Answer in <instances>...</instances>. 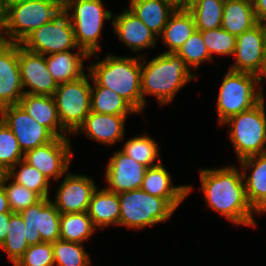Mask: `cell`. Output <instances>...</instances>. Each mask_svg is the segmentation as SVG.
Masks as SVG:
<instances>
[{
  "label": "cell",
  "instance_id": "cell-24",
  "mask_svg": "<svg viewBox=\"0 0 266 266\" xmlns=\"http://www.w3.org/2000/svg\"><path fill=\"white\" fill-rule=\"evenodd\" d=\"M92 54H88L82 48L72 53L70 51L53 53L45 56L46 64L50 74L57 84L75 81L84 76L83 61L88 59Z\"/></svg>",
  "mask_w": 266,
  "mask_h": 266
},
{
  "label": "cell",
  "instance_id": "cell-51",
  "mask_svg": "<svg viewBox=\"0 0 266 266\" xmlns=\"http://www.w3.org/2000/svg\"><path fill=\"white\" fill-rule=\"evenodd\" d=\"M59 2L62 6H64L69 0H56Z\"/></svg>",
  "mask_w": 266,
  "mask_h": 266
},
{
  "label": "cell",
  "instance_id": "cell-5",
  "mask_svg": "<svg viewBox=\"0 0 266 266\" xmlns=\"http://www.w3.org/2000/svg\"><path fill=\"white\" fill-rule=\"evenodd\" d=\"M264 98L252 108L229 117V137L239 161L266 153V113Z\"/></svg>",
  "mask_w": 266,
  "mask_h": 266
},
{
  "label": "cell",
  "instance_id": "cell-40",
  "mask_svg": "<svg viewBox=\"0 0 266 266\" xmlns=\"http://www.w3.org/2000/svg\"><path fill=\"white\" fill-rule=\"evenodd\" d=\"M14 266H54L52 243L30 245Z\"/></svg>",
  "mask_w": 266,
  "mask_h": 266
},
{
  "label": "cell",
  "instance_id": "cell-12",
  "mask_svg": "<svg viewBox=\"0 0 266 266\" xmlns=\"http://www.w3.org/2000/svg\"><path fill=\"white\" fill-rule=\"evenodd\" d=\"M0 114V119L12 130L23 153L56 138L47 127L30 117L19 104L2 107Z\"/></svg>",
  "mask_w": 266,
  "mask_h": 266
},
{
  "label": "cell",
  "instance_id": "cell-21",
  "mask_svg": "<svg viewBox=\"0 0 266 266\" xmlns=\"http://www.w3.org/2000/svg\"><path fill=\"white\" fill-rule=\"evenodd\" d=\"M171 176L162 165L148 167L140 189L146 193L165 198L175 209L188 197L192 190L189 185L173 186Z\"/></svg>",
  "mask_w": 266,
  "mask_h": 266
},
{
  "label": "cell",
  "instance_id": "cell-14",
  "mask_svg": "<svg viewBox=\"0 0 266 266\" xmlns=\"http://www.w3.org/2000/svg\"><path fill=\"white\" fill-rule=\"evenodd\" d=\"M18 63L24 94L53 96L58 84L50 74L45 55L26 50L18 43Z\"/></svg>",
  "mask_w": 266,
  "mask_h": 266
},
{
  "label": "cell",
  "instance_id": "cell-42",
  "mask_svg": "<svg viewBox=\"0 0 266 266\" xmlns=\"http://www.w3.org/2000/svg\"><path fill=\"white\" fill-rule=\"evenodd\" d=\"M253 8L257 20L266 17V0H254Z\"/></svg>",
  "mask_w": 266,
  "mask_h": 266
},
{
  "label": "cell",
  "instance_id": "cell-32",
  "mask_svg": "<svg viewBox=\"0 0 266 266\" xmlns=\"http://www.w3.org/2000/svg\"><path fill=\"white\" fill-rule=\"evenodd\" d=\"M20 169L16 172V168ZM13 181L27 189L37 193L41 198H49L50 181L35 167L26 163L23 159L19 161L6 173Z\"/></svg>",
  "mask_w": 266,
  "mask_h": 266
},
{
  "label": "cell",
  "instance_id": "cell-29",
  "mask_svg": "<svg viewBox=\"0 0 266 266\" xmlns=\"http://www.w3.org/2000/svg\"><path fill=\"white\" fill-rule=\"evenodd\" d=\"M91 111L100 114L128 116L138 113L127 101L109 88L101 87L92 77Z\"/></svg>",
  "mask_w": 266,
  "mask_h": 266
},
{
  "label": "cell",
  "instance_id": "cell-43",
  "mask_svg": "<svg viewBox=\"0 0 266 266\" xmlns=\"http://www.w3.org/2000/svg\"><path fill=\"white\" fill-rule=\"evenodd\" d=\"M0 213H11V210L8 205L6 192L1 184H0Z\"/></svg>",
  "mask_w": 266,
  "mask_h": 266
},
{
  "label": "cell",
  "instance_id": "cell-23",
  "mask_svg": "<svg viewBox=\"0 0 266 266\" xmlns=\"http://www.w3.org/2000/svg\"><path fill=\"white\" fill-rule=\"evenodd\" d=\"M19 105L30 117L47 127L56 137H68L70 134L61 125L53 96L24 94Z\"/></svg>",
  "mask_w": 266,
  "mask_h": 266
},
{
  "label": "cell",
  "instance_id": "cell-26",
  "mask_svg": "<svg viewBox=\"0 0 266 266\" xmlns=\"http://www.w3.org/2000/svg\"><path fill=\"white\" fill-rule=\"evenodd\" d=\"M129 10L158 37L176 8L166 0H130Z\"/></svg>",
  "mask_w": 266,
  "mask_h": 266
},
{
  "label": "cell",
  "instance_id": "cell-27",
  "mask_svg": "<svg viewBox=\"0 0 266 266\" xmlns=\"http://www.w3.org/2000/svg\"><path fill=\"white\" fill-rule=\"evenodd\" d=\"M196 31L195 20L190 11L175 10L163 29L162 40L168 47V53H177L182 45Z\"/></svg>",
  "mask_w": 266,
  "mask_h": 266
},
{
  "label": "cell",
  "instance_id": "cell-4",
  "mask_svg": "<svg viewBox=\"0 0 266 266\" xmlns=\"http://www.w3.org/2000/svg\"><path fill=\"white\" fill-rule=\"evenodd\" d=\"M63 11L56 0H28L7 5L6 23L0 40L21 43L30 33Z\"/></svg>",
  "mask_w": 266,
  "mask_h": 266
},
{
  "label": "cell",
  "instance_id": "cell-34",
  "mask_svg": "<svg viewBox=\"0 0 266 266\" xmlns=\"http://www.w3.org/2000/svg\"><path fill=\"white\" fill-rule=\"evenodd\" d=\"M224 3V0H201L189 10L194 17L196 30L220 28Z\"/></svg>",
  "mask_w": 266,
  "mask_h": 266
},
{
  "label": "cell",
  "instance_id": "cell-2",
  "mask_svg": "<svg viewBox=\"0 0 266 266\" xmlns=\"http://www.w3.org/2000/svg\"><path fill=\"white\" fill-rule=\"evenodd\" d=\"M141 60L142 111L146 104L145 95H154L161 105L173 100L177 92L196 78L177 53L163 52L148 63Z\"/></svg>",
  "mask_w": 266,
  "mask_h": 266
},
{
  "label": "cell",
  "instance_id": "cell-28",
  "mask_svg": "<svg viewBox=\"0 0 266 266\" xmlns=\"http://www.w3.org/2000/svg\"><path fill=\"white\" fill-rule=\"evenodd\" d=\"M258 24L253 3L242 0H225L221 27L238 36Z\"/></svg>",
  "mask_w": 266,
  "mask_h": 266
},
{
  "label": "cell",
  "instance_id": "cell-11",
  "mask_svg": "<svg viewBox=\"0 0 266 266\" xmlns=\"http://www.w3.org/2000/svg\"><path fill=\"white\" fill-rule=\"evenodd\" d=\"M20 214L26 225L25 238L29 246L41 242L53 243L60 238L61 213L49 198H42Z\"/></svg>",
  "mask_w": 266,
  "mask_h": 266
},
{
  "label": "cell",
  "instance_id": "cell-46",
  "mask_svg": "<svg viewBox=\"0 0 266 266\" xmlns=\"http://www.w3.org/2000/svg\"><path fill=\"white\" fill-rule=\"evenodd\" d=\"M255 75H256L257 85H259L260 82L263 80L262 76H265L266 78V48H265L262 66L260 67L259 71Z\"/></svg>",
  "mask_w": 266,
  "mask_h": 266
},
{
  "label": "cell",
  "instance_id": "cell-37",
  "mask_svg": "<svg viewBox=\"0 0 266 266\" xmlns=\"http://www.w3.org/2000/svg\"><path fill=\"white\" fill-rule=\"evenodd\" d=\"M23 157L17 138L0 119V167L7 173Z\"/></svg>",
  "mask_w": 266,
  "mask_h": 266
},
{
  "label": "cell",
  "instance_id": "cell-16",
  "mask_svg": "<svg viewBox=\"0 0 266 266\" xmlns=\"http://www.w3.org/2000/svg\"><path fill=\"white\" fill-rule=\"evenodd\" d=\"M96 188L88 176L67 173L52 203L61 214L88 211L91 196Z\"/></svg>",
  "mask_w": 266,
  "mask_h": 266
},
{
  "label": "cell",
  "instance_id": "cell-49",
  "mask_svg": "<svg viewBox=\"0 0 266 266\" xmlns=\"http://www.w3.org/2000/svg\"><path fill=\"white\" fill-rule=\"evenodd\" d=\"M166 1L170 2L174 7H176L180 3V0H166Z\"/></svg>",
  "mask_w": 266,
  "mask_h": 266
},
{
  "label": "cell",
  "instance_id": "cell-8",
  "mask_svg": "<svg viewBox=\"0 0 266 266\" xmlns=\"http://www.w3.org/2000/svg\"><path fill=\"white\" fill-rule=\"evenodd\" d=\"M257 87L255 74L229 70L223 78L217 99L219 123L258 104L264 96L262 89L257 90Z\"/></svg>",
  "mask_w": 266,
  "mask_h": 266
},
{
  "label": "cell",
  "instance_id": "cell-41",
  "mask_svg": "<svg viewBox=\"0 0 266 266\" xmlns=\"http://www.w3.org/2000/svg\"><path fill=\"white\" fill-rule=\"evenodd\" d=\"M10 222V213H0V245L4 242Z\"/></svg>",
  "mask_w": 266,
  "mask_h": 266
},
{
  "label": "cell",
  "instance_id": "cell-17",
  "mask_svg": "<svg viewBox=\"0 0 266 266\" xmlns=\"http://www.w3.org/2000/svg\"><path fill=\"white\" fill-rule=\"evenodd\" d=\"M147 168L118 150L110 157L106 169L105 178L109 185L106 188L117 194L140 189Z\"/></svg>",
  "mask_w": 266,
  "mask_h": 266
},
{
  "label": "cell",
  "instance_id": "cell-10",
  "mask_svg": "<svg viewBox=\"0 0 266 266\" xmlns=\"http://www.w3.org/2000/svg\"><path fill=\"white\" fill-rule=\"evenodd\" d=\"M20 44L28 51L46 56L80 48L75 40L72 23L64 10L30 33Z\"/></svg>",
  "mask_w": 266,
  "mask_h": 266
},
{
  "label": "cell",
  "instance_id": "cell-18",
  "mask_svg": "<svg viewBox=\"0 0 266 266\" xmlns=\"http://www.w3.org/2000/svg\"><path fill=\"white\" fill-rule=\"evenodd\" d=\"M266 48L263 30L259 24L236 36V62L229 70L256 74L263 63Z\"/></svg>",
  "mask_w": 266,
  "mask_h": 266
},
{
  "label": "cell",
  "instance_id": "cell-52",
  "mask_svg": "<svg viewBox=\"0 0 266 266\" xmlns=\"http://www.w3.org/2000/svg\"><path fill=\"white\" fill-rule=\"evenodd\" d=\"M242 1L250 2V3L254 2V0H242Z\"/></svg>",
  "mask_w": 266,
  "mask_h": 266
},
{
  "label": "cell",
  "instance_id": "cell-7",
  "mask_svg": "<svg viewBox=\"0 0 266 266\" xmlns=\"http://www.w3.org/2000/svg\"><path fill=\"white\" fill-rule=\"evenodd\" d=\"M63 10L72 23L77 45L94 55L101 49L98 40L104 20L113 18L111 11L105 10L101 0H69Z\"/></svg>",
  "mask_w": 266,
  "mask_h": 266
},
{
  "label": "cell",
  "instance_id": "cell-6",
  "mask_svg": "<svg viewBox=\"0 0 266 266\" xmlns=\"http://www.w3.org/2000/svg\"><path fill=\"white\" fill-rule=\"evenodd\" d=\"M120 226L144 229L167 221L176 210L165 198L153 196L142 189L118 193Z\"/></svg>",
  "mask_w": 266,
  "mask_h": 266
},
{
  "label": "cell",
  "instance_id": "cell-50",
  "mask_svg": "<svg viewBox=\"0 0 266 266\" xmlns=\"http://www.w3.org/2000/svg\"><path fill=\"white\" fill-rule=\"evenodd\" d=\"M5 175H6V172L0 167V182L3 180Z\"/></svg>",
  "mask_w": 266,
  "mask_h": 266
},
{
  "label": "cell",
  "instance_id": "cell-48",
  "mask_svg": "<svg viewBox=\"0 0 266 266\" xmlns=\"http://www.w3.org/2000/svg\"><path fill=\"white\" fill-rule=\"evenodd\" d=\"M23 1H28V0H5V4L7 5H12L15 3L23 2Z\"/></svg>",
  "mask_w": 266,
  "mask_h": 266
},
{
  "label": "cell",
  "instance_id": "cell-45",
  "mask_svg": "<svg viewBox=\"0 0 266 266\" xmlns=\"http://www.w3.org/2000/svg\"><path fill=\"white\" fill-rule=\"evenodd\" d=\"M201 0H180V3L175 7L177 10H191Z\"/></svg>",
  "mask_w": 266,
  "mask_h": 266
},
{
  "label": "cell",
  "instance_id": "cell-30",
  "mask_svg": "<svg viewBox=\"0 0 266 266\" xmlns=\"http://www.w3.org/2000/svg\"><path fill=\"white\" fill-rule=\"evenodd\" d=\"M95 230L87 211L64 213L60 216V240L82 244Z\"/></svg>",
  "mask_w": 266,
  "mask_h": 266
},
{
  "label": "cell",
  "instance_id": "cell-33",
  "mask_svg": "<svg viewBox=\"0 0 266 266\" xmlns=\"http://www.w3.org/2000/svg\"><path fill=\"white\" fill-rule=\"evenodd\" d=\"M121 151L134 161L141 163L146 167L156 166L161 163V158L157 160L158 162L155 161L160 155L158 153V145L154 139L150 138L148 135L132 137L125 142Z\"/></svg>",
  "mask_w": 266,
  "mask_h": 266
},
{
  "label": "cell",
  "instance_id": "cell-36",
  "mask_svg": "<svg viewBox=\"0 0 266 266\" xmlns=\"http://www.w3.org/2000/svg\"><path fill=\"white\" fill-rule=\"evenodd\" d=\"M11 178L6 174L0 184L3 186L8 200V205L13 213H20L29 206L39 202L42 198L35 192L16 182L6 183Z\"/></svg>",
  "mask_w": 266,
  "mask_h": 266
},
{
  "label": "cell",
  "instance_id": "cell-13",
  "mask_svg": "<svg viewBox=\"0 0 266 266\" xmlns=\"http://www.w3.org/2000/svg\"><path fill=\"white\" fill-rule=\"evenodd\" d=\"M70 150L68 137H56L53 141L24 153L23 160L40 171L49 181H57L69 169Z\"/></svg>",
  "mask_w": 266,
  "mask_h": 266
},
{
  "label": "cell",
  "instance_id": "cell-20",
  "mask_svg": "<svg viewBox=\"0 0 266 266\" xmlns=\"http://www.w3.org/2000/svg\"><path fill=\"white\" fill-rule=\"evenodd\" d=\"M126 118L127 116L90 111L84 122L73 134L85 132L90 139L110 146L124 138Z\"/></svg>",
  "mask_w": 266,
  "mask_h": 266
},
{
  "label": "cell",
  "instance_id": "cell-47",
  "mask_svg": "<svg viewBox=\"0 0 266 266\" xmlns=\"http://www.w3.org/2000/svg\"><path fill=\"white\" fill-rule=\"evenodd\" d=\"M258 24L261 26L263 30L264 39L266 41V17L259 19Z\"/></svg>",
  "mask_w": 266,
  "mask_h": 266
},
{
  "label": "cell",
  "instance_id": "cell-3",
  "mask_svg": "<svg viewBox=\"0 0 266 266\" xmlns=\"http://www.w3.org/2000/svg\"><path fill=\"white\" fill-rule=\"evenodd\" d=\"M91 77L101 86L109 88L137 112H142L141 61L136 57H118L109 54L88 67Z\"/></svg>",
  "mask_w": 266,
  "mask_h": 266
},
{
  "label": "cell",
  "instance_id": "cell-38",
  "mask_svg": "<svg viewBox=\"0 0 266 266\" xmlns=\"http://www.w3.org/2000/svg\"><path fill=\"white\" fill-rule=\"evenodd\" d=\"M202 39L212 59L213 53L220 55H234L236 36L227 32L222 27L217 29L199 30Z\"/></svg>",
  "mask_w": 266,
  "mask_h": 266
},
{
  "label": "cell",
  "instance_id": "cell-25",
  "mask_svg": "<svg viewBox=\"0 0 266 266\" xmlns=\"http://www.w3.org/2000/svg\"><path fill=\"white\" fill-rule=\"evenodd\" d=\"M88 214L95 228H105L111 224L120 225V202L117 193L98 187L93 192Z\"/></svg>",
  "mask_w": 266,
  "mask_h": 266
},
{
  "label": "cell",
  "instance_id": "cell-31",
  "mask_svg": "<svg viewBox=\"0 0 266 266\" xmlns=\"http://www.w3.org/2000/svg\"><path fill=\"white\" fill-rule=\"evenodd\" d=\"M25 226V222L20 213H10L7 235L0 247L3 251L7 252V255L13 265L29 247L25 238L27 237Z\"/></svg>",
  "mask_w": 266,
  "mask_h": 266
},
{
  "label": "cell",
  "instance_id": "cell-19",
  "mask_svg": "<svg viewBox=\"0 0 266 266\" xmlns=\"http://www.w3.org/2000/svg\"><path fill=\"white\" fill-rule=\"evenodd\" d=\"M111 22L119 40L133 52L154 47L159 38L129 9H125L118 15L115 14Z\"/></svg>",
  "mask_w": 266,
  "mask_h": 266
},
{
  "label": "cell",
  "instance_id": "cell-22",
  "mask_svg": "<svg viewBox=\"0 0 266 266\" xmlns=\"http://www.w3.org/2000/svg\"><path fill=\"white\" fill-rule=\"evenodd\" d=\"M239 162L249 203L258 214L266 212V153L250 156ZM248 168L251 169L249 176L246 175Z\"/></svg>",
  "mask_w": 266,
  "mask_h": 266
},
{
  "label": "cell",
  "instance_id": "cell-44",
  "mask_svg": "<svg viewBox=\"0 0 266 266\" xmlns=\"http://www.w3.org/2000/svg\"><path fill=\"white\" fill-rule=\"evenodd\" d=\"M7 6L5 0H0V35H3V29L6 23Z\"/></svg>",
  "mask_w": 266,
  "mask_h": 266
},
{
  "label": "cell",
  "instance_id": "cell-39",
  "mask_svg": "<svg viewBox=\"0 0 266 266\" xmlns=\"http://www.w3.org/2000/svg\"><path fill=\"white\" fill-rule=\"evenodd\" d=\"M177 54L182 57L190 68H198L203 62L211 59L207 47L202 39L201 31L196 30L189 39L182 45Z\"/></svg>",
  "mask_w": 266,
  "mask_h": 266
},
{
  "label": "cell",
  "instance_id": "cell-1",
  "mask_svg": "<svg viewBox=\"0 0 266 266\" xmlns=\"http://www.w3.org/2000/svg\"><path fill=\"white\" fill-rule=\"evenodd\" d=\"M201 188L209 208L220 213L233 224L256 226L253 213H258L249 203L244 179L238 168L200 170Z\"/></svg>",
  "mask_w": 266,
  "mask_h": 266
},
{
  "label": "cell",
  "instance_id": "cell-35",
  "mask_svg": "<svg viewBox=\"0 0 266 266\" xmlns=\"http://www.w3.org/2000/svg\"><path fill=\"white\" fill-rule=\"evenodd\" d=\"M54 265L56 266H89L90 256L83 245L77 242L56 240L52 243Z\"/></svg>",
  "mask_w": 266,
  "mask_h": 266
},
{
  "label": "cell",
  "instance_id": "cell-9",
  "mask_svg": "<svg viewBox=\"0 0 266 266\" xmlns=\"http://www.w3.org/2000/svg\"><path fill=\"white\" fill-rule=\"evenodd\" d=\"M90 73L81 78L58 84L53 94L61 125L71 134L84 122L91 111Z\"/></svg>",
  "mask_w": 266,
  "mask_h": 266
},
{
  "label": "cell",
  "instance_id": "cell-15",
  "mask_svg": "<svg viewBox=\"0 0 266 266\" xmlns=\"http://www.w3.org/2000/svg\"><path fill=\"white\" fill-rule=\"evenodd\" d=\"M23 96L18 43L0 40V109L19 104Z\"/></svg>",
  "mask_w": 266,
  "mask_h": 266
}]
</instances>
